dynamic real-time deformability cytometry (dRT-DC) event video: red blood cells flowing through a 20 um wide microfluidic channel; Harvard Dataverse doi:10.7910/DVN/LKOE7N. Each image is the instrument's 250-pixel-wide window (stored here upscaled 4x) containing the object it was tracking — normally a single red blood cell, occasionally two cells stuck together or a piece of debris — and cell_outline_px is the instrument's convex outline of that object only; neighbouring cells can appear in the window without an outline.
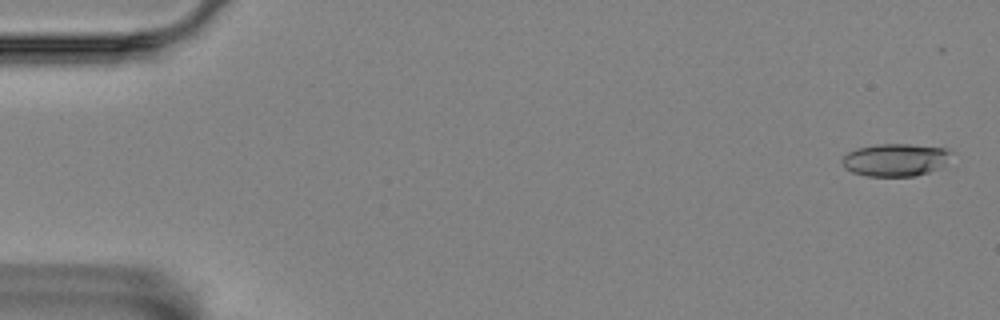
{"species": "Egyptian fruit bat (a non-hibernating species)", "species_latin": "Rousettus aegyptiacus", "temperature_condition": "room temperature", "stored_images_in_passage": 56, "camera_frame_rate_fps": 3000, "um_per_image_px": 0.085, "animal": {"sex": "female"}, "frame": {"image": 1, "passage_image": 2, "time_ms": 0.333, "image_size_px": [1000, 320], "cell_outline_px": [[956, 152], [948, 168], [916, 176], [868, 176], [852, 172], [844, 168], [840, 160], [848, 152], [856, 148], [876, 144], [908, 144], [952, 148]], "centroid_in_image_um": [76.29, 13.59], "position_along_channel_um": 8.7, "area_um2": 21.91}}
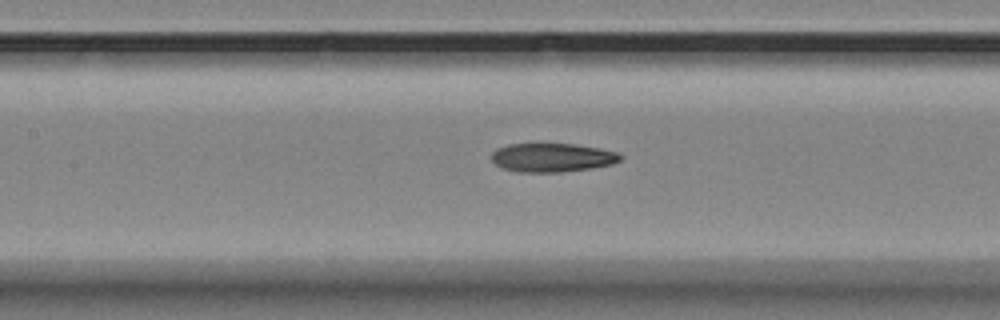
{"frame": {"image": 2, "passage_image": 26, "time_ms": 8.333, "image_size_px": [1000, 320], "cell_outline_px": [[624, 156], [620, 160], [612, 164], [592, 168], [560, 172], [516, 172], [504, 168], [496, 164], [492, 160], [492, 152], [496, 148], [508, 144], [536, 140], [540, 140], [576, 144], [600, 148], [620, 152]], "centroid_in_image_um": [46.92, 13.33], "position_along_channel_um": 160.5, "area_um2": 22.77}}
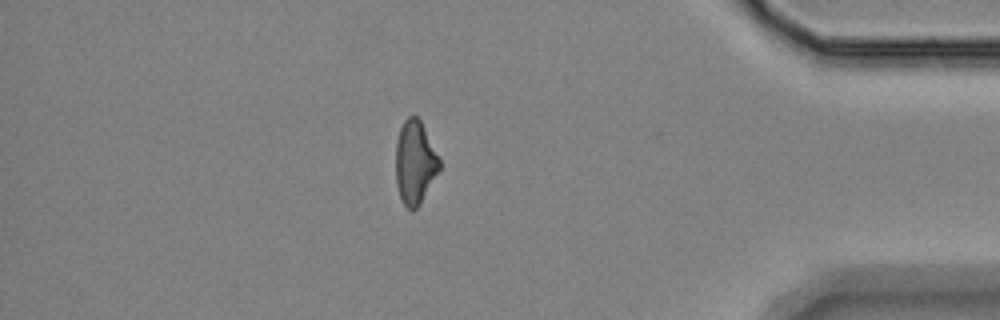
{"frame": {"image": 3, "passage_image": 49, "time_ms": 16.0, "image_size_px": [1000, 320], "cell_outline_px": [[440, 168], [420, 204], [412, 212], [404, 204], [400, 196], [396, 184], [396, 140], [400, 128], [404, 120], [408, 116], [416, 116], [420, 120], [440, 160]], "centroid_in_image_um": [35.25, 13.81], "position_along_channel_um": 399.9, "area_um2": 20.98}, "authors_computed_cell_mechanics": {"area_um2": 21.7906, "velocity_mm_per_s": 3.5686, "shape_relaxation_time_tau1_ms": null, "shape_relaxation_time_tau2_ms": 5.0286, "deformation_change_tau1": null, "deformation_change_tau2": 0.149}}